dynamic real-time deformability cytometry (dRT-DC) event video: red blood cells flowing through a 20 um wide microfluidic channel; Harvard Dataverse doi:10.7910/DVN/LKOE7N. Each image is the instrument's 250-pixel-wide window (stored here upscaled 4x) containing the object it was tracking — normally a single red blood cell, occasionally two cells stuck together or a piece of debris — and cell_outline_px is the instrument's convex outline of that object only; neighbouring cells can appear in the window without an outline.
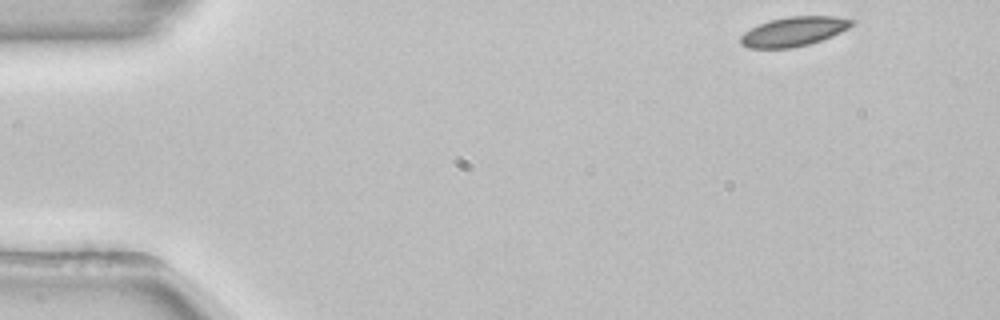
{"species": "common noctule bat (a hibernating species)", "species_latin": "Nyctalus noctula", "temperature_condition": "room temperature", "stored_images_in_passage": 49, "camera_frame_rate_fps": 3000, "um_per_image_px": 0.085, "animal": {"sex": "female", "body_mass_g": 22.7, "forearm_length_mm": 54.2}, "frame": {"image": 1, "passage_image": 1, "time_ms": 0.0, "image_size_px": [1000, 320], "cell_outline_px": [[856, 20], [848, 28], [832, 36], [808, 44], [792, 48], [748, 48], [740, 44], [740, 36], [744, 32], [768, 20], [788, 16], [836, 16]], "centroid_in_image_um": [67.45, 2.67], "position_along_channel_um": 17.5, "area_um2": 19.02}}
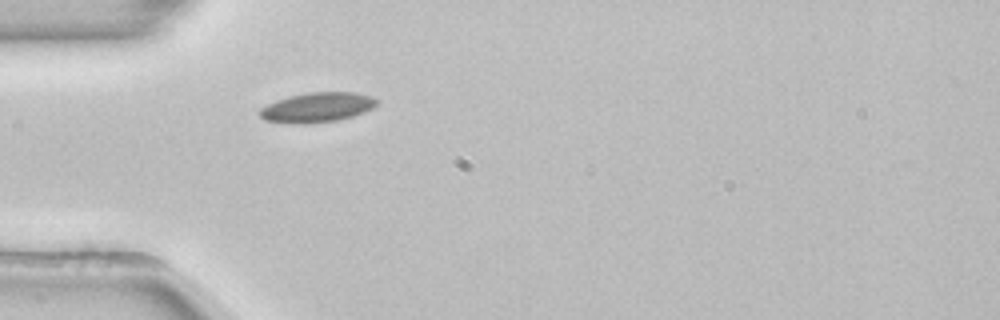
{"frame": {"image": 2, "passage_image": 12, "time_ms": 3.667, "image_size_px": [1000, 320], "cell_outline_px": [[380, 100], [372, 108], [364, 112], [352, 116], [336, 120], [304, 124], [288, 124], [264, 120], [256, 112], [260, 108], [276, 100], [288, 96], [308, 92], [356, 92], [372, 96]], "centroid_in_image_um": [26.92, 9.12], "position_along_channel_um": 58.1, "area_um2": 20.58}}
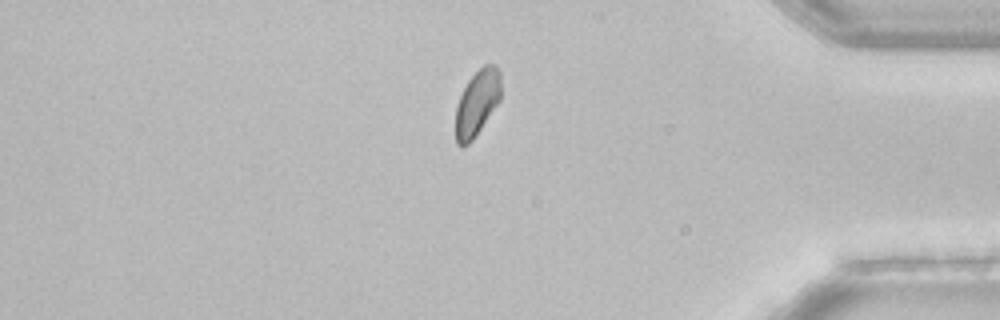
{"frame": {"image": 3, "passage_image": 41, "time_ms": 13.333, "image_size_px": [1000, 320], "cell_outline_px": [[500, 100], [472, 140], [468, 144], [456, 144], [456, 104], [468, 80], [484, 64], [496, 64], [500, 72]], "centroid_in_image_um": [40.56, 8.7], "position_along_channel_um": 394.6, "area_um2": 17.05}}